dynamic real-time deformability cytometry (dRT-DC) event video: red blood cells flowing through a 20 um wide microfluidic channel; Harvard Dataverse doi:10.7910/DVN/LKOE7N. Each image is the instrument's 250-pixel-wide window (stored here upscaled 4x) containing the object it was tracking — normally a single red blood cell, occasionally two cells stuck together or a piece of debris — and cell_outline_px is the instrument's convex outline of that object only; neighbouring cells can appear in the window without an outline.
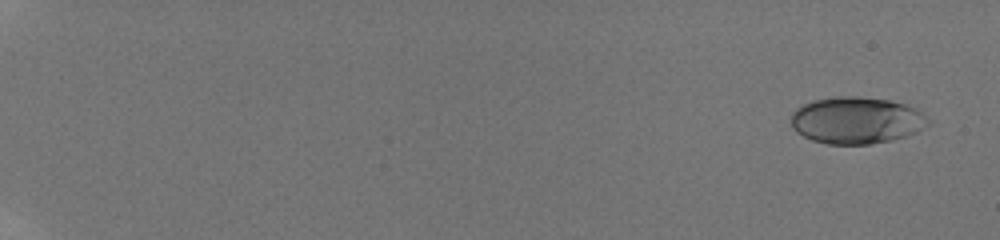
{"species": "human", "species_latin": "Homo sapiens", "temperature_condition": "room temperature", "stored_images_in_passage": 68, "camera_frame_rate_fps": 3000, "um_per_image_px": 0.085, "donor": {"sex": "male"}, "frame": {"image": 1, "passage_image": 3, "time_ms": 0.667, "image_size_px": [1000, 240], "cell_outline_px": [[928, 124], [916, 132], [892, 140], [868, 144], [828, 144], [812, 140], [796, 132], [792, 128], [792, 112], [796, 108], [812, 100], [836, 96], [860, 96], [892, 100], [916, 108], [928, 120]], "centroid_in_image_um": [72.77, 10.21], "position_along_channel_um": 12.2, "area_um2": 37.4}}
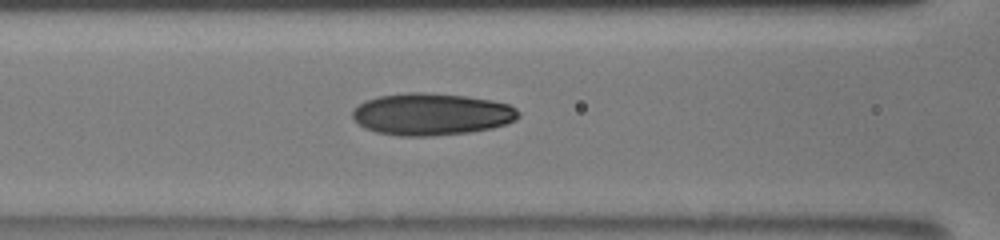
{"frame": {"image": 2, "passage_image": 33, "time_ms": 9.333, "image_size_px": [1000, 240], "cell_outline_px": [[520, 116], [516, 120], [492, 128], [472, 132], [432, 136], [400, 136], [376, 132], [364, 128], [352, 116], [352, 112], [364, 100], [380, 96], [408, 92], [420, 92], [468, 96], [492, 100], [508, 104], [516, 108], [520, 112]], "centroid_in_image_um": [36.71, 9.71], "position_along_channel_um": 129.9, "area_um2": 40.75}}
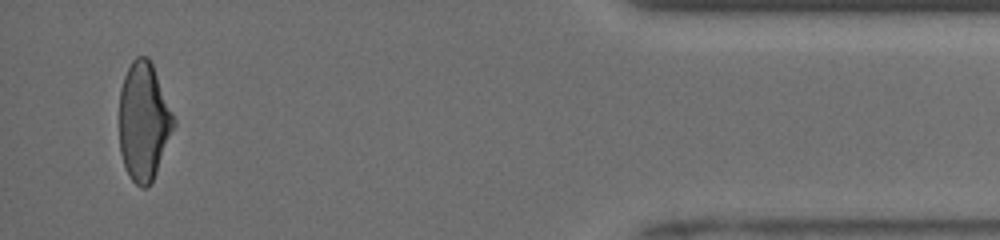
{"frame": {"image": 3, "passage_image": 66, "time_ms": 18.0, "image_size_px": [1000, 240], "cell_outline_px": [[176, 124], [156, 172], [152, 180], [144, 188], [140, 188], [128, 176], [120, 152], [120, 88], [124, 76], [132, 60], [136, 56], [148, 56], [152, 64], [176, 120]], "centroid_in_image_um": [12.21, 10.31], "position_along_channel_um": 423.0, "area_um2": 37.28}, "authors_computed_cell_mechanics": {"area_um2": 38.0035, "velocity_mm_per_s": 3.9559, "shape_relaxation_time_tau1_ms": 9.201, "shape_relaxation_time_tau2_ms": 1.5438, "deformation_change_tau1": 0.2367, "deformation_change_tau2": 0.0693}}